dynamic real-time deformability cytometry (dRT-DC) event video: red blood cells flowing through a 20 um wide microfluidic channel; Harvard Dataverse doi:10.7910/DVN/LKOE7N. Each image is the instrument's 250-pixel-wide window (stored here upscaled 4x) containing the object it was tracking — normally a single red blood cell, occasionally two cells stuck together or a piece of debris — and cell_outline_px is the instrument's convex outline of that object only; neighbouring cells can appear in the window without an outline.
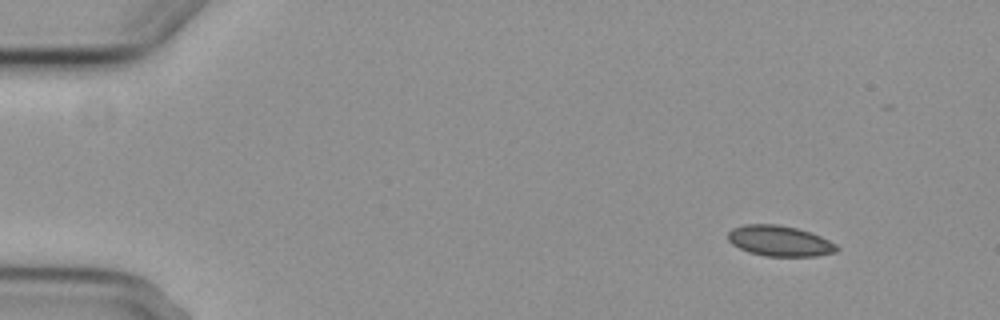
{"species": "common noctule bat (a hibernating species)", "species_latin": "Nyctalus noctula", "temperature_condition": "cold", "stored_images_in_passage": 6, "segment_of_instrument_passage": [1, 2], "camera_frame_rate_fps": 3000, "um_per_image_px": 0.085, "animal": {"sex": "female", "body_mass_g": 29.2, "forearm_length_mm": 56.3}, "frame": {"image": 1, "passage_image": 2, "time_ms": 1.333, "image_size_px": [1000, 320], "cell_outline_px": [[840, 248], [836, 252], [816, 256], [764, 256], [748, 252], [732, 244], [728, 240], [728, 232], [732, 228], [744, 224], [776, 224], [796, 228], [820, 236], [836, 244]], "centroid_in_image_um": [66.25, 20.48], "position_along_channel_um": 18.7, "area_um2": 19.36}}
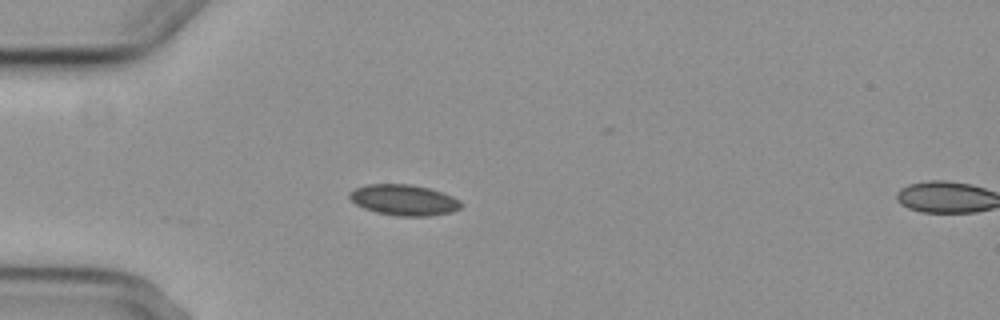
{"frame": {"image": 2, "passage_image": 5, "time_ms": 4.667, "image_size_px": [1000, 320], "cell_outline_px": [[464, 204], [460, 208], [452, 212], [428, 216], [396, 216], [376, 212], [364, 208], [356, 204], [348, 196], [348, 192], [356, 188], [368, 184], [408, 184], [428, 188], [452, 196], [460, 200]], "centroid_in_image_um": [34.33, 17.0], "position_along_channel_um": 50.7, "area_um2": 20.0}}